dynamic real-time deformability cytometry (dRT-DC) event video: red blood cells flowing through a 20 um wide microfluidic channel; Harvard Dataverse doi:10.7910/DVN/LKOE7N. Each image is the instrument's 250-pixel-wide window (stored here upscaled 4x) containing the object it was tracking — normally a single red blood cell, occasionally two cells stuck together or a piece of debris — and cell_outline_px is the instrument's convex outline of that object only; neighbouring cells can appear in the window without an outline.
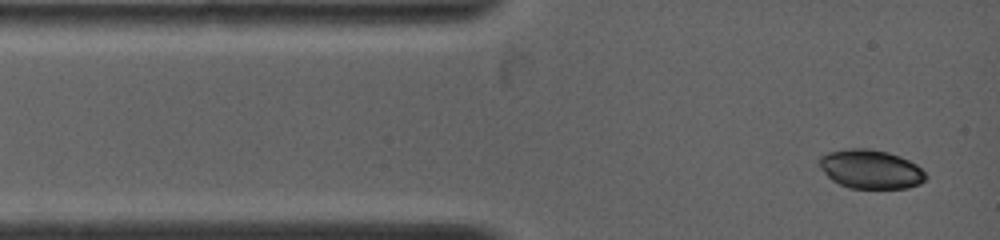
{"species": "common noctule bat (a hibernating species)", "species_latin": "Nyctalus noctula", "temperature_condition": "warm", "stored_images_in_passage": 7, "camera_frame_rate_fps": 4500, "um_per_image_px": 0.085, "animal": {"sex": "female", "body_mass_g": 19.0, "forearm_length_mm": 53.3}, "frame": {"image": 1, "passage_image": 1, "time_ms": 0.0, "image_size_px": [1000, 240], "cell_outline_px": [[924, 180], [920, 184], [908, 188], [848, 188], [832, 180], [824, 172], [820, 164], [820, 156], [828, 152], [852, 148], [864, 148], [888, 152], [900, 156], [916, 164], [924, 172]], "centroid_in_image_um": [74.0, 14.38], "position_along_channel_um": 11.0, "area_um2": 23.87}}
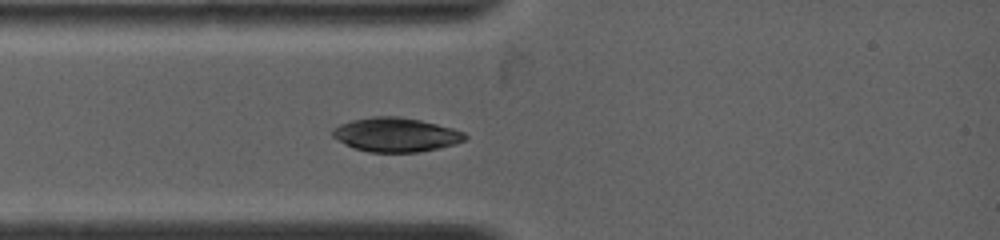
{"frame": {"image": 2, "passage_image": 4, "time_ms": 2.0, "image_size_px": [1000, 240], "cell_outline_px": [[468, 136], [464, 140], [456, 144], [440, 148], [416, 152], [368, 152], [352, 148], [344, 144], [332, 136], [332, 132], [340, 124], [352, 120], [372, 116], [396, 116], [420, 120], [452, 128], [464, 132]], "centroid_in_image_um": [33.65, 11.46], "position_along_channel_um": 51.4, "area_um2": 26.3}}
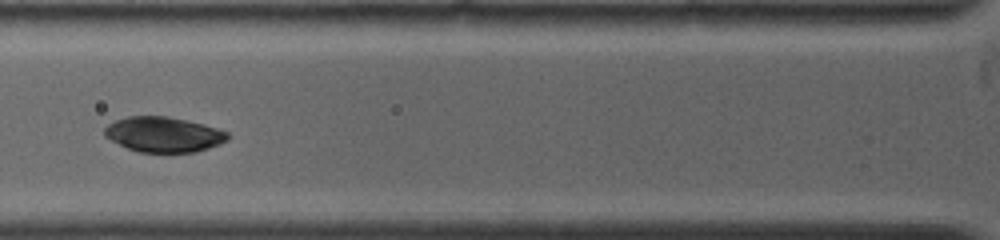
{"frame": {"image": 3, "passage_image": 6, "time_ms": 3.556, "image_size_px": [1000, 240], "cell_outline_px": [[228, 140], [220, 144], [196, 152], [140, 152], [128, 148], [104, 136], [104, 128], [108, 124], [116, 120], [128, 116], [164, 116], [204, 124], [228, 132]], "centroid_in_image_um": [13.91, 11.43], "position_along_channel_um": 111.9, "area_um2": 25.03}}